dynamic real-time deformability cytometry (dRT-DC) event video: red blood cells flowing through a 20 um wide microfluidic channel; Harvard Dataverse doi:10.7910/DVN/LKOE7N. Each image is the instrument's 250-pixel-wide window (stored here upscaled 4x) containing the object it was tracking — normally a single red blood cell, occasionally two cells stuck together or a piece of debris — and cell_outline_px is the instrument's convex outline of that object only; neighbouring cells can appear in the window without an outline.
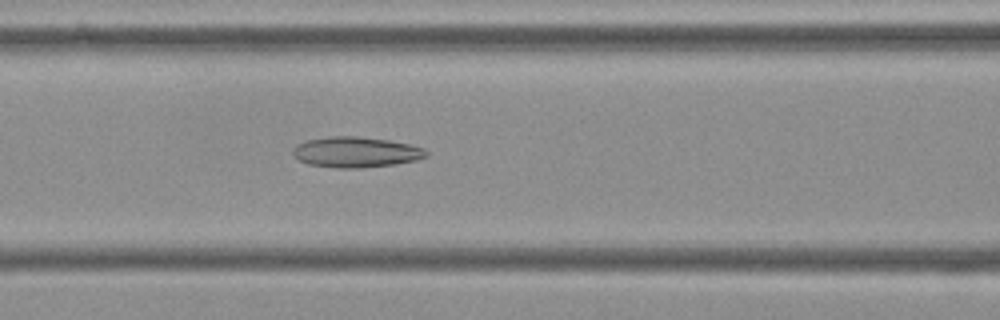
{"species": "Egyptian fruit bat (a non-hibernating species)", "species_latin": "Rousettus aegyptiacus", "temperature_condition": "cold", "stored_images_in_passage": 55, "camera_frame_rate_fps": 3000, "um_per_image_px": 0.085, "frame": {"image": 1, "passage_image": 23, "time_ms": 7.333, "image_size_px": [1000, 320], "cell_outline_px": [[428, 156], [416, 160], [396, 164], [360, 168], [336, 168], [308, 164], [300, 160], [292, 152], [296, 144], [308, 140], [328, 136], [360, 136], [388, 140], [412, 144], [424, 148], [428, 152]], "centroid_in_image_um": [30.29, 12.92], "position_along_channel_um": 136.3, "area_um2": 23.87}}
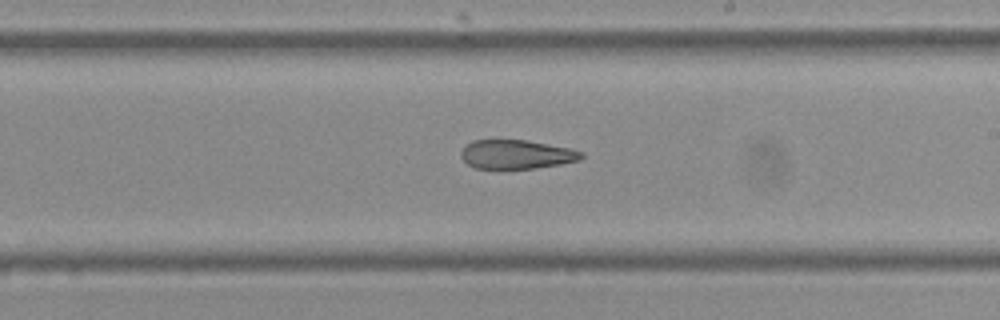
{"frame": {"image": 2, "passage_image": 32, "time_ms": 10.333, "image_size_px": [1000, 320], "cell_outline_px": [[584, 156], [580, 160], [560, 164], [536, 168], [476, 168], [468, 164], [460, 156], [460, 152], [464, 144], [472, 140], [496, 136], [528, 140], [572, 148], [584, 152]], "centroid_in_image_um": [43.85, 13.05], "position_along_channel_um": 245.1, "area_um2": 21.33}}
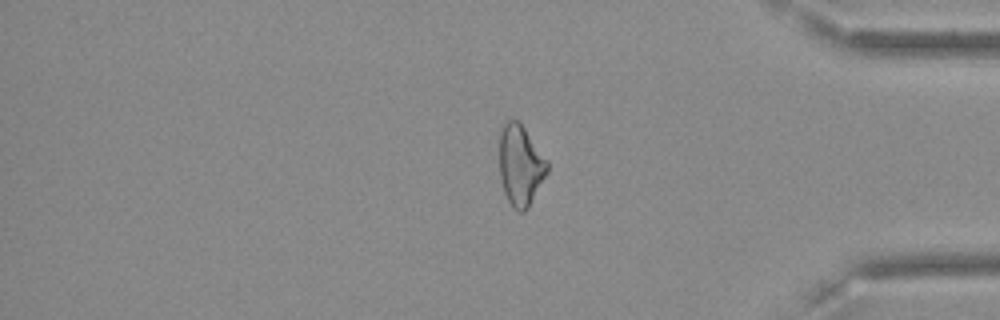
{"frame": {"image": 3, "passage_image": 46, "time_ms": 15.0, "image_size_px": [1000, 320], "cell_outline_px": [[548, 172], [528, 208], [524, 212], [516, 212], [512, 208], [504, 192], [500, 176], [500, 132], [504, 124], [508, 120], [516, 120], [524, 128], [548, 160]], "centroid_in_image_um": [44.25, 14.09], "position_along_channel_um": 391.0, "area_um2": 22.43}, "authors_computed_cell_mechanics": {"area_um2": 24.5072, "velocity_mm_per_s": 3.6292, "shape_relaxation_time_tau1_ms": null, "shape_relaxation_time_tau2_ms": 5.1075, "deformation_change_tau1": null, "deformation_change_tau2": 0.1436}}